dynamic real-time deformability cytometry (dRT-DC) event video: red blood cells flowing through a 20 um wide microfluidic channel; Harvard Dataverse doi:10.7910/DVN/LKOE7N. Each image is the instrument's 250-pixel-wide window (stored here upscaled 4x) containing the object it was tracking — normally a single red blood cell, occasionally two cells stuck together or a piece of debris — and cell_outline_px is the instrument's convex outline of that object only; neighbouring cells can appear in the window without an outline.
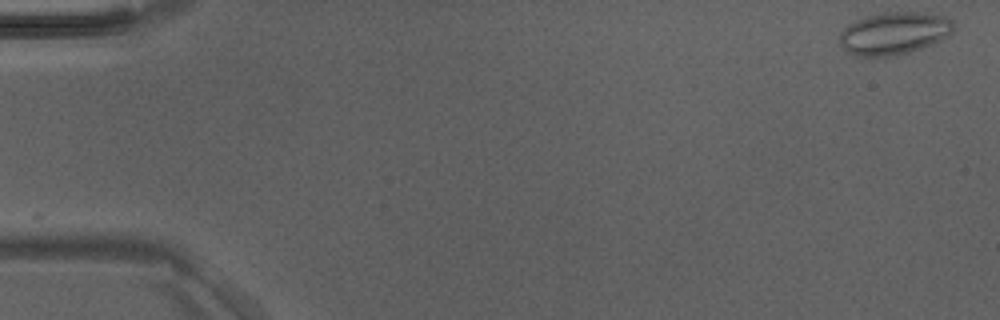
{"species": "Egyptian fruit bat (a non-hibernating species)", "species_latin": "Rousettus aegyptiacus", "temperature_condition": "room temperature", "stored_images_in_passage": 30, "camera_frame_rate_fps": 3000, "um_per_image_px": 0.085, "animal": {"sex": "male"}, "frame": {"image": 1, "passage_image": 1, "time_ms": 0.0, "image_size_px": [1000, 320], "cell_outline_px": [[956, 24], [952, 32], [948, 36], [940, 40], [920, 48], [888, 56], [860, 56], [848, 52], [840, 44], [840, 32], [848, 24], [864, 16], [888, 12], [924, 12], [944, 16], [952, 20]], "centroid_in_image_um": [76.01, 2.8], "position_along_channel_um": 9.0, "area_um2": 27.98}}
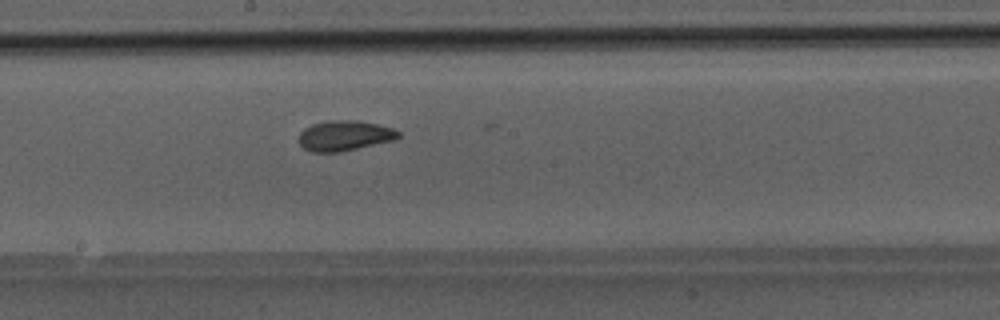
{"frame": {"image": 2, "passage_image": 26, "time_ms": 8.333, "image_size_px": [1000, 320], "cell_outline_px": [[400, 136], [392, 140], [340, 152], [312, 152], [304, 148], [300, 144], [300, 132], [304, 128], [312, 124], [328, 120], [356, 120], [380, 124], [392, 128], [400, 132]], "centroid_in_image_um": [29.28, 11.52], "position_along_channel_um": 218.9, "area_um2": 17.46}}